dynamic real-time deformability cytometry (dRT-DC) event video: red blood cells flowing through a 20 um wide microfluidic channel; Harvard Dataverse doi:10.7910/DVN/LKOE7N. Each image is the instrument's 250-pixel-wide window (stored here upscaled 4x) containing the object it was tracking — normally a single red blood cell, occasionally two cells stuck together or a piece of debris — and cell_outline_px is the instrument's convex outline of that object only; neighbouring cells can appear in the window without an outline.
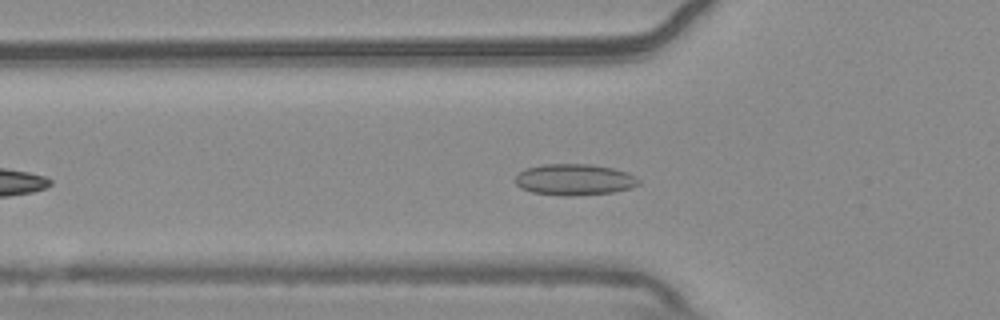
{"species": "common noctule bat (a hibernating species)", "species_latin": "Nyctalus noctula", "temperature_condition": "warm", "stored_images_in_passage": 45, "camera_frame_rate_fps": 3000, "um_per_image_px": 0.085, "animal": {"sex": "male", "body_mass_g": 20.4}, "frame": {"image": 1, "passage_image": 9, "time_ms": 2.667, "image_size_px": [1000, 320], "cell_outline_px": [[640, 184], [632, 188], [612, 192], [572, 196], [564, 196], [532, 192], [520, 188], [516, 184], [516, 176], [520, 172], [528, 168], [544, 164], [592, 164], [612, 168], [628, 172], [636, 176], [640, 180]], "centroid_in_image_um": [48.86, 15.27], "position_along_channel_um": 76.9, "area_um2": 22.54}}
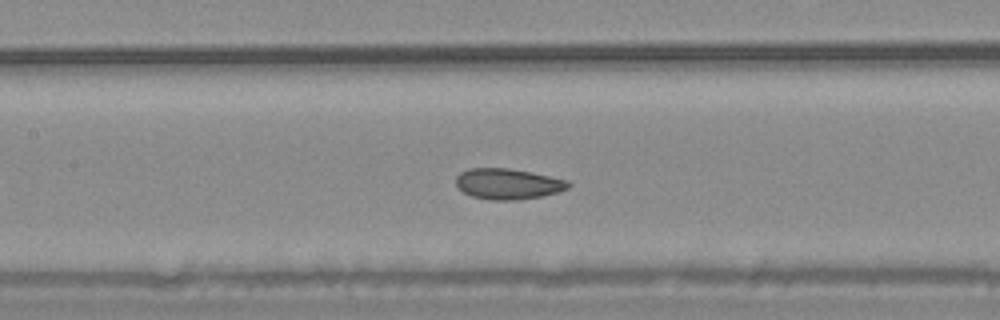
{"frame": {"image": 2, "passage_image": 16, "time_ms": 5.0, "image_size_px": [1000, 320], "cell_outline_px": [[572, 184], [568, 188], [556, 192], [540, 196], [516, 200], [492, 200], [472, 196], [464, 192], [456, 184], [456, 176], [460, 172], [468, 168], [508, 168], [532, 172], [568, 180]], "centroid_in_image_um": [43.17, 15.62], "position_along_channel_um": 164.2, "area_um2": 20.06}}
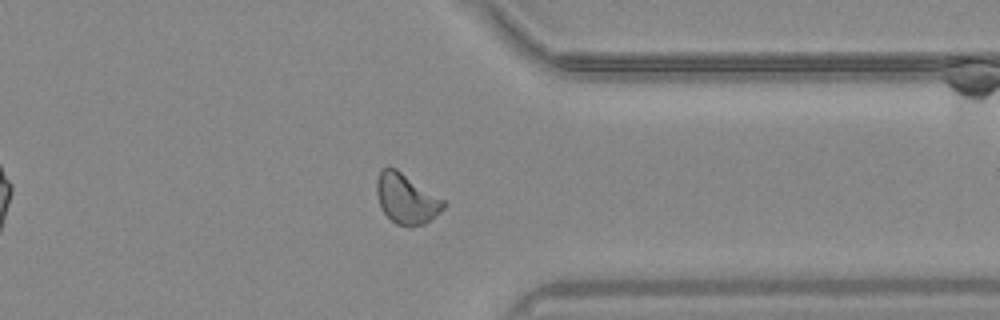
{"frame": {"image": 3, "passage_image": 33, "time_ms": 10.667, "image_size_px": [1000, 320], "cell_outline_px": [[448, 204], [444, 208], [424, 224], [412, 228], [408, 228], [396, 224], [384, 212], [380, 204], [376, 192], [376, 184], [380, 172], [384, 168], [396, 168], [444, 200]], "centroid_in_image_um": [34.55, 16.92], "position_along_channel_um": 376.8, "area_um2": 19.31}, "authors_computed_cell_mechanics": {"area_um2": 19.941, "velocity_mm_per_s": 3.6919, "shape_relaxation_time_tau1_ms": null, "shape_relaxation_time_tau2_ms": 2.0652, "deformation_change_tau1": null, "deformation_change_tau2": 0.0617}}